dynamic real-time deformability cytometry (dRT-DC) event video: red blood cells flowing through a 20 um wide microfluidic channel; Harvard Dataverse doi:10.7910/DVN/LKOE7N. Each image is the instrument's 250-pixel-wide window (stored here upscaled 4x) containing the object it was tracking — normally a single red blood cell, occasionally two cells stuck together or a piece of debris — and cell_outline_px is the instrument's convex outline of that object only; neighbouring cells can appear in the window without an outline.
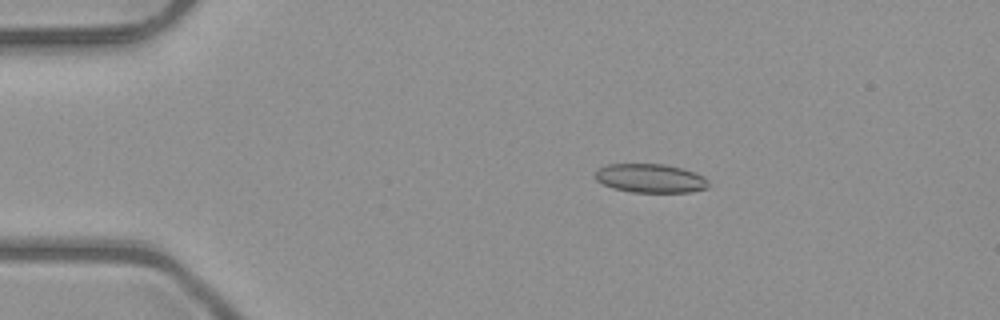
{"species": "common noctule bat (a hibernating species)", "species_latin": "Nyctalus noctula", "temperature_condition": "room temperature", "stored_images_in_passage": 8, "camera_frame_rate_fps": 3000, "um_per_image_px": 0.085, "animal": {"sex": "male", "body_mass_g": 23.1, "forearm_length_mm": 52.7}, "frame": {"image": 1, "passage_image": 1, "time_ms": 0.0, "image_size_px": [1000, 320], "cell_outline_px": [[708, 188], [692, 192], [632, 192], [612, 188], [596, 180], [592, 176], [596, 168], [608, 164], [664, 164], [680, 168], [704, 176], [708, 180]], "centroid_in_image_um": [55.23, 15.15], "position_along_channel_um": 29.8, "area_um2": 19.19}}